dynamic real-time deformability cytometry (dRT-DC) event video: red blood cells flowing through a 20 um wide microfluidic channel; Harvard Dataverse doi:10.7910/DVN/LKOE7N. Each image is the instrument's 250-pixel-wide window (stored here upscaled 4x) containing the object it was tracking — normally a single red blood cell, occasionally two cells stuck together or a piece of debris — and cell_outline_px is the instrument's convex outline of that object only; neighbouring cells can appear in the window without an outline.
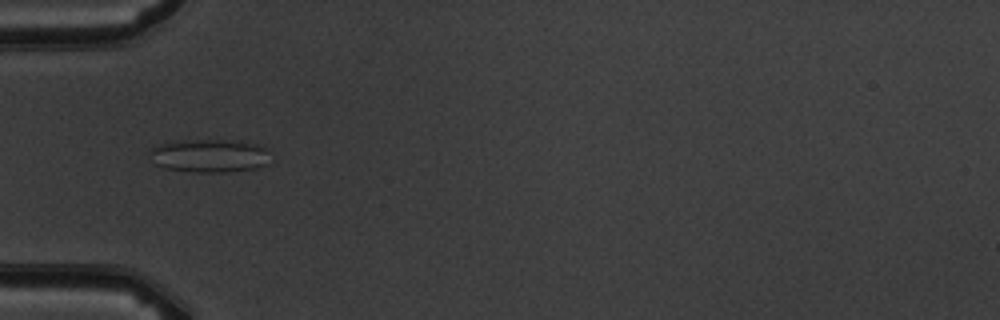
{"species": "common noctule bat (a hibernating species)", "species_latin": "Nyctalus noctula", "temperature_condition": "warm", "stored_images_in_passage": 2, "camera_frame_rate_fps": 3000, "um_per_image_px": 0.085, "animal": {"sex": "male", "body_mass_g": 19.5, "forearm_length_mm": 54.6}, "frame": {"image": 1, "passage_image": 2, "time_ms": 1.0, "image_size_px": [1000, 320], "cell_outline_px": [[268, 164], [256, 168], [224, 172], [192, 172], [164, 168], [156, 164], [148, 152], [152, 148], [160, 144], [184, 140], [232, 140], [260, 144], [264, 148]], "centroid_in_image_um": [17.78, 13.24], "position_along_channel_um": 67.2, "area_um2": 23.18}}